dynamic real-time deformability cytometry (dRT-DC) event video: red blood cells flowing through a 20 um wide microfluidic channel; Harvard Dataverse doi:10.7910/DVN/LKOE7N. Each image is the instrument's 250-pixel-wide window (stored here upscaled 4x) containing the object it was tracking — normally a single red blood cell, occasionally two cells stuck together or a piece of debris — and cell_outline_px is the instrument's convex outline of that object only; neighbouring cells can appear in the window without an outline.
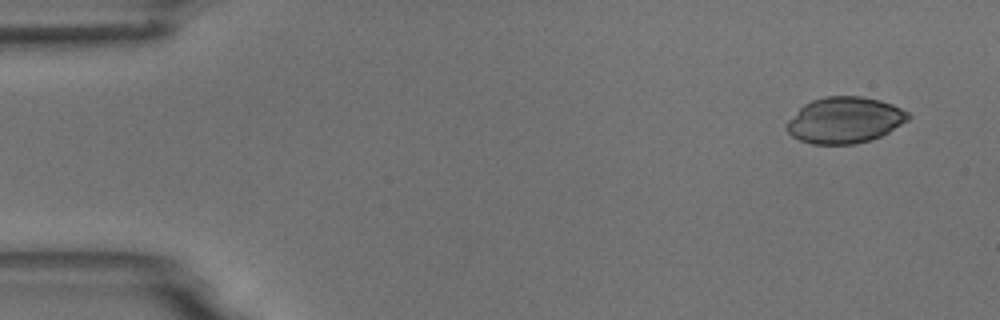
{"species": "common noctule bat (a hibernating species)", "species_latin": "Nyctalus noctula", "temperature_condition": "room temperature", "stored_images_in_passage": 5, "camera_frame_rate_fps": 3000, "um_per_image_px": 0.085, "animal": {"sex": "male", "body_mass_g": 18.8}, "frame": {"image": 1, "passage_image": 1, "time_ms": 0.0, "image_size_px": [1000, 320], "cell_outline_px": [[912, 116], [908, 120], [888, 132], [872, 140], [852, 144], [812, 144], [800, 140], [792, 136], [784, 128], [784, 124], [804, 104], [812, 100], [824, 96], [860, 96], [880, 100], [892, 104], [908, 112]], "centroid_in_image_um": [71.78, 10.21], "position_along_channel_um": 13.2, "area_um2": 32.77}}
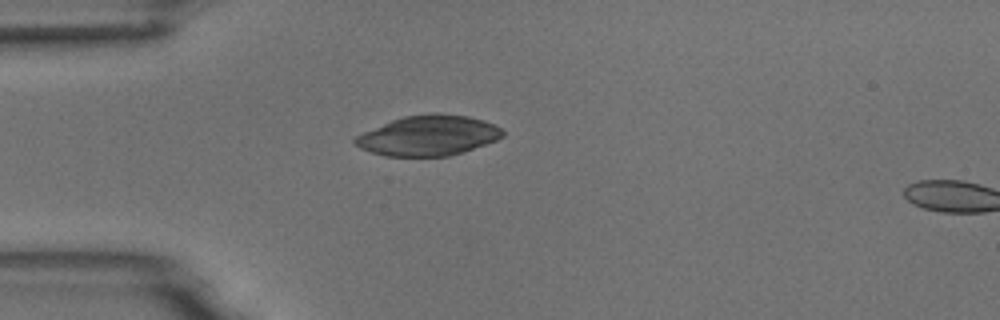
{"frame": {"image": 2, "passage_image": 4, "time_ms": 3.667, "image_size_px": [1000, 320], "cell_outline_px": [[504, 136], [496, 140], [448, 156], [384, 156], [360, 148], [352, 140], [356, 136], [364, 132], [392, 120], [404, 116], [432, 112], [436, 112], [468, 116], [484, 120], [500, 128], [504, 132]], "centroid_in_image_um": [36.4, 11.51], "position_along_channel_um": 48.6, "area_um2": 34.28}}